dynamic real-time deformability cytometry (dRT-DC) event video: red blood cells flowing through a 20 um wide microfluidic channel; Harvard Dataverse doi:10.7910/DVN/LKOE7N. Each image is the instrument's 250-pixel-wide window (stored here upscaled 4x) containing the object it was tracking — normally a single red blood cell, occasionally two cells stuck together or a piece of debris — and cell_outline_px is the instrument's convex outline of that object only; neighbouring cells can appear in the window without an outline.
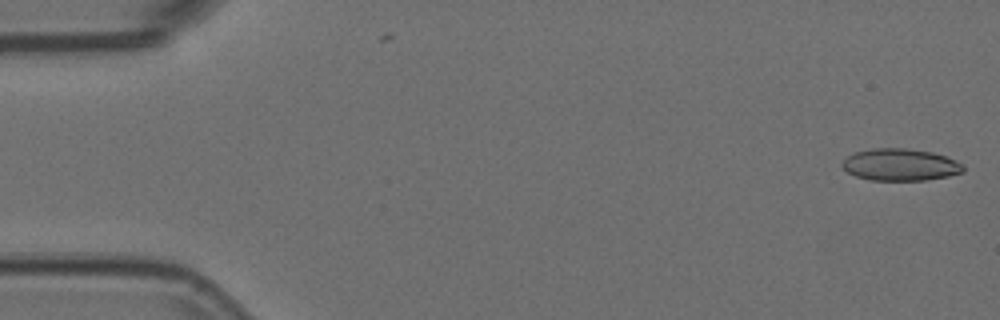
{"species": "Egyptian fruit bat (a non-hibernating species)", "species_latin": "Rousettus aegyptiacus", "temperature_condition": "room temperature", "stored_images_in_passage": 5, "camera_frame_rate_fps": 3000, "um_per_image_px": 0.085, "animal": {"sex": "female"}, "frame": {"image": 1, "passage_image": 1, "time_ms": 0.0, "image_size_px": [1000, 320], "cell_outline_px": [[964, 172], [948, 176], [924, 180], [868, 180], [856, 176], [848, 172], [840, 164], [848, 156], [856, 152], [872, 148], [908, 148], [932, 152], [944, 156], [964, 164]], "centroid_in_image_um": [76.53, 14.0], "position_along_channel_um": 8.5, "area_um2": 22.54}}
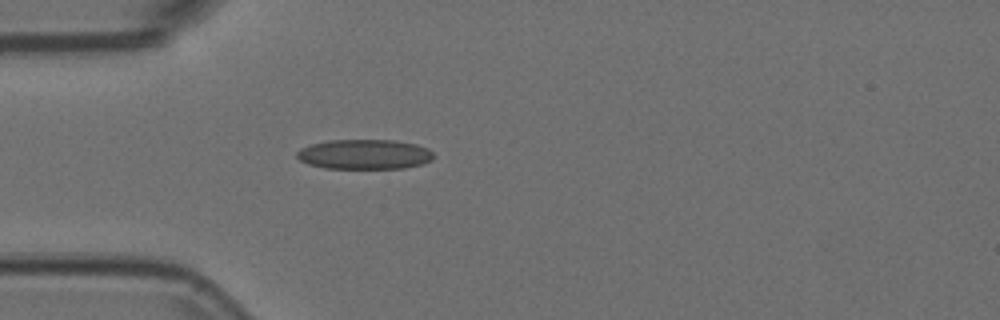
{"frame": {"image": 2, "passage_image": 5, "time_ms": 1.333, "image_size_px": [1000, 320], "cell_outline_px": [[432, 160], [424, 164], [404, 168], [324, 168], [308, 164], [300, 160], [296, 156], [296, 152], [300, 148], [312, 144], [328, 140], [392, 140], [416, 144], [428, 148], [432, 152]], "centroid_in_image_um": [30.97, 13.12], "position_along_channel_um": 54.0, "area_um2": 23.81}}